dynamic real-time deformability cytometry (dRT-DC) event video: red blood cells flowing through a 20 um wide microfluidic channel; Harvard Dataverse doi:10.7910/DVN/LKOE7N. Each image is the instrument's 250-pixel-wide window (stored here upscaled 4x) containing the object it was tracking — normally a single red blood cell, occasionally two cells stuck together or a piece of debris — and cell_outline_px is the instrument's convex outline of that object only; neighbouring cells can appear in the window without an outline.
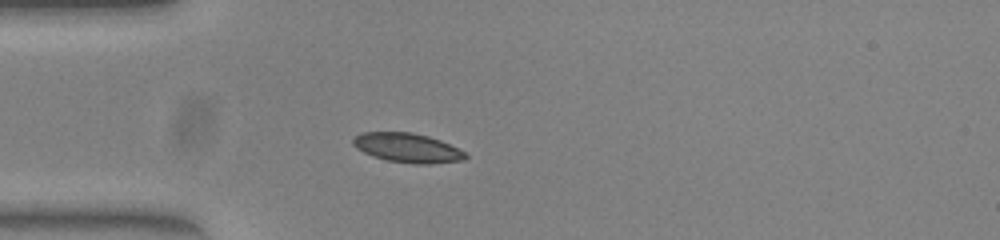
{"species": "common noctule bat (a hibernating species)", "species_latin": "Nyctalus noctula", "temperature_condition": "warm", "stored_images_in_passage": 38, "camera_frame_rate_fps": 3000, "um_per_image_px": 0.085, "animal": {"sex": "female", "body_mass_g": 23.0, "forearm_length_mm": 53.4}, "frame": {"image": 1, "passage_image": 1, "time_ms": 0.0, "image_size_px": [1000, 240], "cell_outline_px": [[468, 156], [464, 160], [428, 164], [416, 164], [388, 160], [372, 156], [356, 148], [352, 144], [352, 140], [356, 136], [364, 132], [412, 132], [428, 136], [440, 140], [464, 152]], "centroid_in_image_um": [34.61, 12.56], "position_along_channel_um": 50.4, "area_um2": 19.02}}
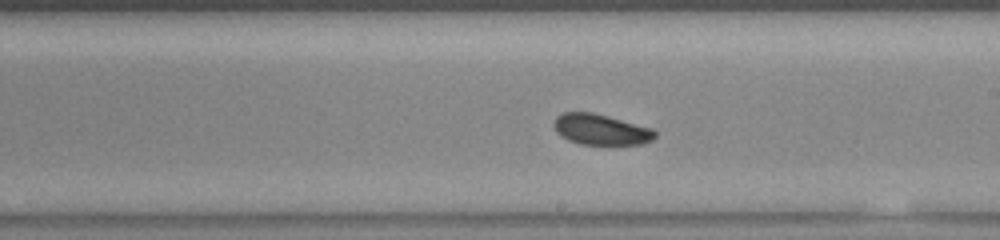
{"frame": {"image": 2, "passage_image": 16, "time_ms": 5.0, "image_size_px": [1000, 240], "cell_outline_px": [[656, 136], [652, 140], [644, 144], [580, 144], [568, 140], [560, 136], [556, 132], [552, 124], [556, 116], [564, 112], [592, 112], [608, 116], [652, 128], [656, 132]], "centroid_in_image_um": [51.04, 11.0], "position_along_channel_um": 238.0, "area_um2": 18.21}}
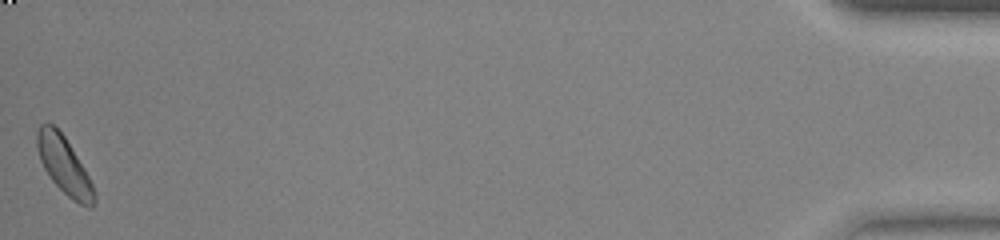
{"frame": {"image": 3, "passage_image": 38, "time_ms": 12.333, "image_size_px": [1000, 240], "cell_outline_px": [[96, 200], [92, 208], [88, 208], [72, 200], [52, 180], [44, 168], [40, 160], [36, 148], [36, 132], [40, 124], [52, 124], [64, 136], [88, 176], [96, 192]], "centroid_in_image_um": [5.44, 14.09], "position_along_channel_um": 429.8, "area_um2": 18.79}, "authors_computed_cell_mechanics": {"area_um2": 18.6405, "velocity_mm_per_s": 3.9673, "shape_relaxation_time_tau1_ms": 2.2382, "shape_relaxation_time_tau2_ms": null, "deformation_change_tau1": 0.0805, "deformation_change_tau2": null}}